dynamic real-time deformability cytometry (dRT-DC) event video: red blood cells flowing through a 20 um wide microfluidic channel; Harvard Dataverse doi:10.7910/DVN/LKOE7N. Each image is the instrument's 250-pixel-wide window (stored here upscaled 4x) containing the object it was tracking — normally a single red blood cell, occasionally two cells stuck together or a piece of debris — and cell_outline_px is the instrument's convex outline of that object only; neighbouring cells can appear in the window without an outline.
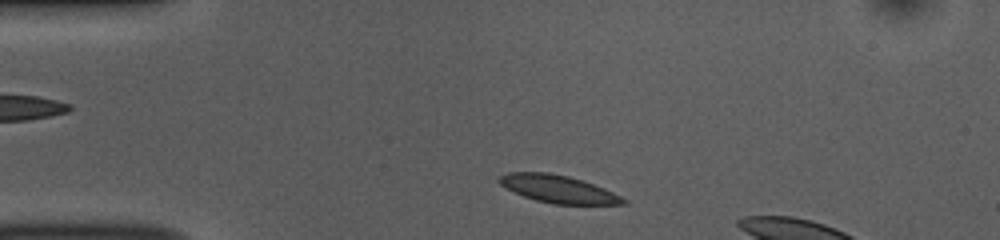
{"species": "common noctule bat (a hibernating species)", "species_latin": "Nyctalus noctula", "temperature_condition": "room temperature", "stored_images_in_passage": 7, "camera_frame_rate_fps": 3000, "um_per_image_px": 0.085, "animal": {"sex": "female", "body_mass_g": 10.0, "forearm_length_mm": 53.1}, "frame": {"image": 1, "passage_image": 2, "time_ms": 0.333, "image_size_px": [1000, 240], "cell_outline_px": [[628, 204], [552, 204], [536, 200], [524, 196], [504, 188], [496, 180], [500, 176], [508, 172], [548, 172], [568, 176], [584, 180], [604, 188], [628, 200]], "centroid_in_image_um": [47.43, 16.06], "position_along_channel_um": 37.6, "area_um2": 20.06}}